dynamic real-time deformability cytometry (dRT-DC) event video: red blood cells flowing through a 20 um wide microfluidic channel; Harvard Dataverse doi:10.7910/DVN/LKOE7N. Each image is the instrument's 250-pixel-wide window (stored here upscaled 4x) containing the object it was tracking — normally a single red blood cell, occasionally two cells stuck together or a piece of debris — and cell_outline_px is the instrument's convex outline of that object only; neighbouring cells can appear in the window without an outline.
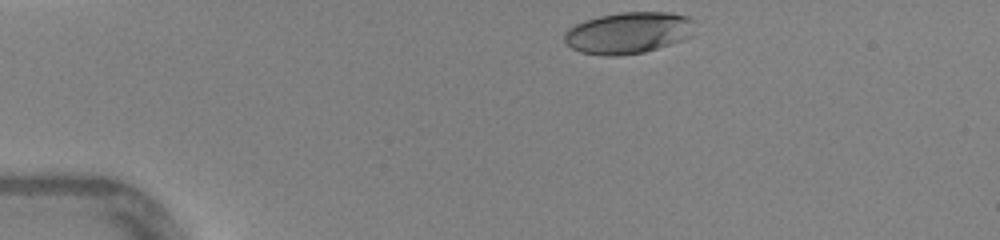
{"species": "human", "species_latin": "Homo sapiens", "temperature_condition": "warm", "stored_images_in_passage": 30, "camera_frame_rate_fps": 3000, "um_per_image_px": 0.085, "donor": {"sex": "female"}, "frame": {"image": 1, "passage_image": 1, "time_ms": 0.0, "image_size_px": [1000, 240], "cell_outline_px": [[696, 20], [688, 36], [680, 40], [644, 52], [616, 56], [604, 56], [580, 52], [572, 48], [564, 40], [564, 32], [568, 28], [584, 20], [600, 16], [620, 12], [672, 12], [688, 16]], "centroid_in_image_um": [53.37, 2.78], "position_along_channel_um": 31.6, "area_um2": 31.44}}
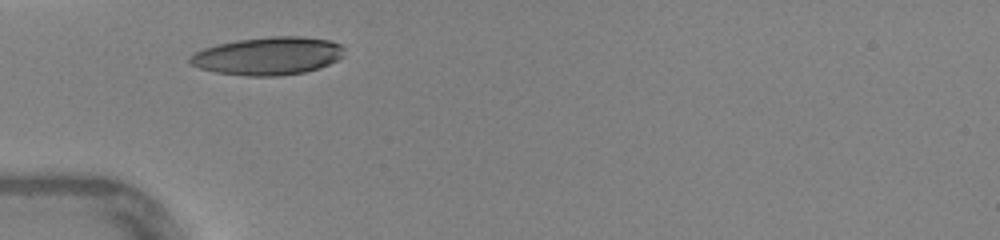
{"frame": {"image": 2, "passage_image": 7, "time_ms": 2.0, "image_size_px": [1000, 240], "cell_outline_px": [[344, 56], [320, 68], [304, 72], [280, 76], [248, 76], [216, 72], [200, 68], [192, 64], [188, 60], [188, 56], [192, 52], [216, 44], [236, 40], [272, 36], [304, 36], [328, 40], [340, 44], [344, 48]], "centroid_in_image_um": [22.77, 4.75], "position_along_channel_um": 62.2, "area_um2": 34.33}}
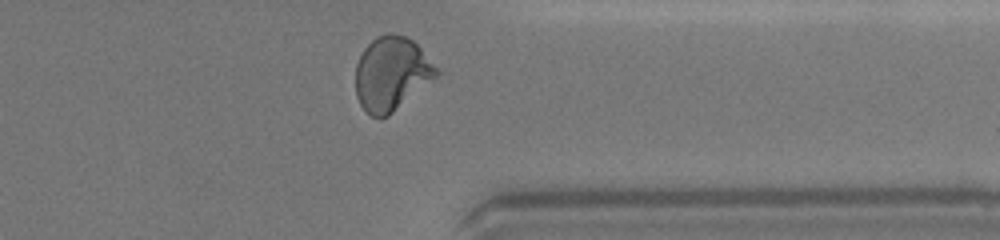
{"frame": {"image": 3, "passage_image": 29, "time_ms": 9.333, "image_size_px": [1000, 240], "cell_outline_px": [[440, 72], [436, 76], [388, 116], [380, 120], [372, 116], [360, 104], [356, 96], [356, 64], [364, 48], [376, 36], [388, 32], [392, 32], [404, 36], [412, 40], [440, 68]], "centroid_in_image_um": [33.27, 6.25], "position_along_channel_um": 378.1, "area_um2": 34.68}, "authors_computed_cell_mechanics": {"area_um2": 33.7552, "velocity_mm_per_s": 4.3861, "shape_relaxation_time_tau1_ms": 5.2852, "shape_relaxation_time_tau2_ms": null, "deformation_change_tau1": 0.2378, "deformation_change_tau2": null}}